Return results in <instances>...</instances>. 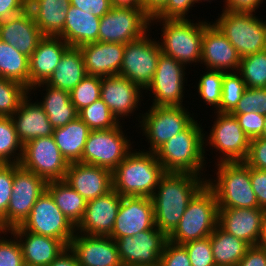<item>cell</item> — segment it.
Returning <instances> with one entry per match:
<instances>
[{"label": "cell", "mask_w": 266, "mask_h": 266, "mask_svg": "<svg viewBox=\"0 0 266 266\" xmlns=\"http://www.w3.org/2000/svg\"><path fill=\"white\" fill-rule=\"evenodd\" d=\"M28 94L21 83L0 77V116L11 117Z\"/></svg>", "instance_id": "obj_42"}, {"label": "cell", "mask_w": 266, "mask_h": 266, "mask_svg": "<svg viewBox=\"0 0 266 266\" xmlns=\"http://www.w3.org/2000/svg\"><path fill=\"white\" fill-rule=\"evenodd\" d=\"M154 226L155 215L151 198L122 197L109 237L115 240L123 236H134Z\"/></svg>", "instance_id": "obj_19"}, {"label": "cell", "mask_w": 266, "mask_h": 266, "mask_svg": "<svg viewBox=\"0 0 266 266\" xmlns=\"http://www.w3.org/2000/svg\"><path fill=\"white\" fill-rule=\"evenodd\" d=\"M128 266H142V265H128ZM148 266H159V265H148Z\"/></svg>", "instance_id": "obj_64"}, {"label": "cell", "mask_w": 266, "mask_h": 266, "mask_svg": "<svg viewBox=\"0 0 266 266\" xmlns=\"http://www.w3.org/2000/svg\"><path fill=\"white\" fill-rule=\"evenodd\" d=\"M250 180L260 208L266 210V170L250 167Z\"/></svg>", "instance_id": "obj_53"}, {"label": "cell", "mask_w": 266, "mask_h": 266, "mask_svg": "<svg viewBox=\"0 0 266 266\" xmlns=\"http://www.w3.org/2000/svg\"><path fill=\"white\" fill-rule=\"evenodd\" d=\"M235 116L246 136L252 140L259 138L264 127V116L259 112L231 114Z\"/></svg>", "instance_id": "obj_51"}, {"label": "cell", "mask_w": 266, "mask_h": 266, "mask_svg": "<svg viewBox=\"0 0 266 266\" xmlns=\"http://www.w3.org/2000/svg\"><path fill=\"white\" fill-rule=\"evenodd\" d=\"M186 67L173 57L160 54L152 83L147 87L153 96L151 106H183ZM148 90V91H147ZM183 98V99H182Z\"/></svg>", "instance_id": "obj_15"}, {"label": "cell", "mask_w": 266, "mask_h": 266, "mask_svg": "<svg viewBox=\"0 0 266 266\" xmlns=\"http://www.w3.org/2000/svg\"><path fill=\"white\" fill-rule=\"evenodd\" d=\"M101 80L100 76L86 75L70 92L71 102L78 112L100 99Z\"/></svg>", "instance_id": "obj_44"}, {"label": "cell", "mask_w": 266, "mask_h": 266, "mask_svg": "<svg viewBox=\"0 0 266 266\" xmlns=\"http://www.w3.org/2000/svg\"><path fill=\"white\" fill-rule=\"evenodd\" d=\"M263 213L261 208L218 209V225L249 246L257 245Z\"/></svg>", "instance_id": "obj_27"}, {"label": "cell", "mask_w": 266, "mask_h": 266, "mask_svg": "<svg viewBox=\"0 0 266 266\" xmlns=\"http://www.w3.org/2000/svg\"><path fill=\"white\" fill-rule=\"evenodd\" d=\"M143 92L140 86L119 75L102 77L101 80L100 99L109 107L118 122L125 120L127 116H133L141 107V102L144 101Z\"/></svg>", "instance_id": "obj_18"}, {"label": "cell", "mask_w": 266, "mask_h": 266, "mask_svg": "<svg viewBox=\"0 0 266 266\" xmlns=\"http://www.w3.org/2000/svg\"><path fill=\"white\" fill-rule=\"evenodd\" d=\"M87 75L79 47H69L45 84L71 92Z\"/></svg>", "instance_id": "obj_33"}, {"label": "cell", "mask_w": 266, "mask_h": 266, "mask_svg": "<svg viewBox=\"0 0 266 266\" xmlns=\"http://www.w3.org/2000/svg\"><path fill=\"white\" fill-rule=\"evenodd\" d=\"M167 0H143L148 14L153 17L165 4Z\"/></svg>", "instance_id": "obj_60"}, {"label": "cell", "mask_w": 266, "mask_h": 266, "mask_svg": "<svg viewBox=\"0 0 266 266\" xmlns=\"http://www.w3.org/2000/svg\"><path fill=\"white\" fill-rule=\"evenodd\" d=\"M257 245L266 249V210H264L263 213L260 236Z\"/></svg>", "instance_id": "obj_61"}, {"label": "cell", "mask_w": 266, "mask_h": 266, "mask_svg": "<svg viewBox=\"0 0 266 266\" xmlns=\"http://www.w3.org/2000/svg\"><path fill=\"white\" fill-rule=\"evenodd\" d=\"M136 150L112 171V189L122 197L151 198L165 171L155 152Z\"/></svg>", "instance_id": "obj_3"}, {"label": "cell", "mask_w": 266, "mask_h": 266, "mask_svg": "<svg viewBox=\"0 0 266 266\" xmlns=\"http://www.w3.org/2000/svg\"><path fill=\"white\" fill-rule=\"evenodd\" d=\"M29 93L11 116L17 136L24 145L39 137L52 136L54 128L38 101H32ZM29 99V100H28ZM32 101V102H31Z\"/></svg>", "instance_id": "obj_29"}, {"label": "cell", "mask_w": 266, "mask_h": 266, "mask_svg": "<svg viewBox=\"0 0 266 266\" xmlns=\"http://www.w3.org/2000/svg\"><path fill=\"white\" fill-rule=\"evenodd\" d=\"M148 31L137 40L125 44L119 76L129 79L143 90L152 83L162 53L159 40Z\"/></svg>", "instance_id": "obj_11"}, {"label": "cell", "mask_w": 266, "mask_h": 266, "mask_svg": "<svg viewBox=\"0 0 266 266\" xmlns=\"http://www.w3.org/2000/svg\"><path fill=\"white\" fill-rule=\"evenodd\" d=\"M210 242L216 266H236L249 248L245 241L227 233L219 225L210 235Z\"/></svg>", "instance_id": "obj_35"}, {"label": "cell", "mask_w": 266, "mask_h": 266, "mask_svg": "<svg viewBox=\"0 0 266 266\" xmlns=\"http://www.w3.org/2000/svg\"><path fill=\"white\" fill-rule=\"evenodd\" d=\"M246 85L241 75L236 71L224 72L222 80V99L218 113H231L242 98Z\"/></svg>", "instance_id": "obj_43"}, {"label": "cell", "mask_w": 266, "mask_h": 266, "mask_svg": "<svg viewBox=\"0 0 266 266\" xmlns=\"http://www.w3.org/2000/svg\"><path fill=\"white\" fill-rule=\"evenodd\" d=\"M265 0H225L222 10L230 12L255 13Z\"/></svg>", "instance_id": "obj_57"}, {"label": "cell", "mask_w": 266, "mask_h": 266, "mask_svg": "<svg viewBox=\"0 0 266 266\" xmlns=\"http://www.w3.org/2000/svg\"><path fill=\"white\" fill-rule=\"evenodd\" d=\"M14 164H0V230L6 231V212L12 195Z\"/></svg>", "instance_id": "obj_46"}, {"label": "cell", "mask_w": 266, "mask_h": 266, "mask_svg": "<svg viewBox=\"0 0 266 266\" xmlns=\"http://www.w3.org/2000/svg\"><path fill=\"white\" fill-rule=\"evenodd\" d=\"M111 8L133 11H147L143 0H109Z\"/></svg>", "instance_id": "obj_58"}, {"label": "cell", "mask_w": 266, "mask_h": 266, "mask_svg": "<svg viewBox=\"0 0 266 266\" xmlns=\"http://www.w3.org/2000/svg\"><path fill=\"white\" fill-rule=\"evenodd\" d=\"M125 44L93 42L79 47L87 75L107 77L119 75Z\"/></svg>", "instance_id": "obj_25"}, {"label": "cell", "mask_w": 266, "mask_h": 266, "mask_svg": "<svg viewBox=\"0 0 266 266\" xmlns=\"http://www.w3.org/2000/svg\"><path fill=\"white\" fill-rule=\"evenodd\" d=\"M215 167L216 180L208 177L206 185L214 192L218 209L260 208L245 162H221Z\"/></svg>", "instance_id": "obj_4"}, {"label": "cell", "mask_w": 266, "mask_h": 266, "mask_svg": "<svg viewBox=\"0 0 266 266\" xmlns=\"http://www.w3.org/2000/svg\"><path fill=\"white\" fill-rule=\"evenodd\" d=\"M78 117L91 130H107L116 127L120 123L101 99L81 109Z\"/></svg>", "instance_id": "obj_40"}, {"label": "cell", "mask_w": 266, "mask_h": 266, "mask_svg": "<svg viewBox=\"0 0 266 266\" xmlns=\"http://www.w3.org/2000/svg\"><path fill=\"white\" fill-rule=\"evenodd\" d=\"M19 165L48 182L64 180L69 163L62 156L53 136H45L23 145Z\"/></svg>", "instance_id": "obj_12"}, {"label": "cell", "mask_w": 266, "mask_h": 266, "mask_svg": "<svg viewBox=\"0 0 266 266\" xmlns=\"http://www.w3.org/2000/svg\"><path fill=\"white\" fill-rule=\"evenodd\" d=\"M64 181L86 202L112 190V172L110 170L80 162L69 163Z\"/></svg>", "instance_id": "obj_23"}, {"label": "cell", "mask_w": 266, "mask_h": 266, "mask_svg": "<svg viewBox=\"0 0 266 266\" xmlns=\"http://www.w3.org/2000/svg\"><path fill=\"white\" fill-rule=\"evenodd\" d=\"M121 124L107 130H91L80 163L106 168L112 172L133 149Z\"/></svg>", "instance_id": "obj_9"}, {"label": "cell", "mask_w": 266, "mask_h": 266, "mask_svg": "<svg viewBox=\"0 0 266 266\" xmlns=\"http://www.w3.org/2000/svg\"><path fill=\"white\" fill-rule=\"evenodd\" d=\"M223 77L224 71L207 69L196 83L197 93L200 95L198 97L203 99L208 106H212V109L215 107V111L220 108Z\"/></svg>", "instance_id": "obj_41"}, {"label": "cell", "mask_w": 266, "mask_h": 266, "mask_svg": "<svg viewBox=\"0 0 266 266\" xmlns=\"http://www.w3.org/2000/svg\"><path fill=\"white\" fill-rule=\"evenodd\" d=\"M8 232L17 238L25 266H49L67 248L61 240L25 231L20 226Z\"/></svg>", "instance_id": "obj_24"}, {"label": "cell", "mask_w": 266, "mask_h": 266, "mask_svg": "<svg viewBox=\"0 0 266 266\" xmlns=\"http://www.w3.org/2000/svg\"><path fill=\"white\" fill-rule=\"evenodd\" d=\"M244 162L251 168L266 170V138L250 140L249 152Z\"/></svg>", "instance_id": "obj_52"}, {"label": "cell", "mask_w": 266, "mask_h": 266, "mask_svg": "<svg viewBox=\"0 0 266 266\" xmlns=\"http://www.w3.org/2000/svg\"><path fill=\"white\" fill-rule=\"evenodd\" d=\"M138 127L148 145L144 151L155 152L170 138L185 130L195 119L184 106H150L148 111L139 113Z\"/></svg>", "instance_id": "obj_8"}, {"label": "cell", "mask_w": 266, "mask_h": 266, "mask_svg": "<svg viewBox=\"0 0 266 266\" xmlns=\"http://www.w3.org/2000/svg\"><path fill=\"white\" fill-rule=\"evenodd\" d=\"M46 190L65 217L76 227L84 216L86 200L64 180L48 181Z\"/></svg>", "instance_id": "obj_36"}, {"label": "cell", "mask_w": 266, "mask_h": 266, "mask_svg": "<svg viewBox=\"0 0 266 266\" xmlns=\"http://www.w3.org/2000/svg\"><path fill=\"white\" fill-rule=\"evenodd\" d=\"M41 87L44 90H41ZM40 88V89H38ZM46 91L42 100H37L47 114L54 129L67 125L78 117L79 112L71 102L70 92L40 83L29 89L31 91Z\"/></svg>", "instance_id": "obj_31"}, {"label": "cell", "mask_w": 266, "mask_h": 266, "mask_svg": "<svg viewBox=\"0 0 266 266\" xmlns=\"http://www.w3.org/2000/svg\"><path fill=\"white\" fill-rule=\"evenodd\" d=\"M167 240L168 237L154 226L137 235L115 239V243L123 266H148L159 265Z\"/></svg>", "instance_id": "obj_17"}, {"label": "cell", "mask_w": 266, "mask_h": 266, "mask_svg": "<svg viewBox=\"0 0 266 266\" xmlns=\"http://www.w3.org/2000/svg\"><path fill=\"white\" fill-rule=\"evenodd\" d=\"M91 129L79 118L54 129L53 138L68 163L80 162Z\"/></svg>", "instance_id": "obj_34"}, {"label": "cell", "mask_w": 266, "mask_h": 266, "mask_svg": "<svg viewBox=\"0 0 266 266\" xmlns=\"http://www.w3.org/2000/svg\"><path fill=\"white\" fill-rule=\"evenodd\" d=\"M70 46L60 36H44L29 57V89L45 83Z\"/></svg>", "instance_id": "obj_28"}, {"label": "cell", "mask_w": 266, "mask_h": 266, "mask_svg": "<svg viewBox=\"0 0 266 266\" xmlns=\"http://www.w3.org/2000/svg\"><path fill=\"white\" fill-rule=\"evenodd\" d=\"M205 177L189 173H165L151 196L155 226L167 237L181 220L193 197L206 185Z\"/></svg>", "instance_id": "obj_1"}, {"label": "cell", "mask_w": 266, "mask_h": 266, "mask_svg": "<svg viewBox=\"0 0 266 266\" xmlns=\"http://www.w3.org/2000/svg\"><path fill=\"white\" fill-rule=\"evenodd\" d=\"M22 151L11 117L0 116V164H19Z\"/></svg>", "instance_id": "obj_38"}, {"label": "cell", "mask_w": 266, "mask_h": 266, "mask_svg": "<svg viewBox=\"0 0 266 266\" xmlns=\"http://www.w3.org/2000/svg\"><path fill=\"white\" fill-rule=\"evenodd\" d=\"M122 196L115 190L87 201L82 220L76 232L85 235L109 236L113 230Z\"/></svg>", "instance_id": "obj_20"}, {"label": "cell", "mask_w": 266, "mask_h": 266, "mask_svg": "<svg viewBox=\"0 0 266 266\" xmlns=\"http://www.w3.org/2000/svg\"><path fill=\"white\" fill-rule=\"evenodd\" d=\"M0 266H25L22 250L14 235L7 239L8 231L0 230ZM5 237V238H4Z\"/></svg>", "instance_id": "obj_48"}, {"label": "cell", "mask_w": 266, "mask_h": 266, "mask_svg": "<svg viewBox=\"0 0 266 266\" xmlns=\"http://www.w3.org/2000/svg\"><path fill=\"white\" fill-rule=\"evenodd\" d=\"M20 227L25 231L61 240L67 247L76 232V227L57 207L47 190L36 200Z\"/></svg>", "instance_id": "obj_13"}, {"label": "cell", "mask_w": 266, "mask_h": 266, "mask_svg": "<svg viewBox=\"0 0 266 266\" xmlns=\"http://www.w3.org/2000/svg\"><path fill=\"white\" fill-rule=\"evenodd\" d=\"M152 17L147 11L111 8L100 18L99 41L126 44L147 33Z\"/></svg>", "instance_id": "obj_16"}, {"label": "cell", "mask_w": 266, "mask_h": 266, "mask_svg": "<svg viewBox=\"0 0 266 266\" xmlns=\"http://www.w3.org/2000/svg\"><path fill=\"white\" fill-rule=\"evenodd\" d=\"M261 138H266V115L264 116V127L262 129V134L260 135Z\"/></svg>", "instance_id": "obj_62"}, {"label": "cell", "mask_w": 266, "mask_h": 266, "mask_svg": "<svg viewBox=\"0 0 266 266\" xmlns=\"http://www.w3.org/2000/svg\"><path fill=\"white\" fill-rule=\"evenodd\" d=\"M69 248L80 266H123L115 240L109 236L75 232Z\"/></svg>", "instance_id": "obj_21"}, {"label": "cell", "mask_w": 266, "mask_h": 266, "mask_svg": "<svg viewBox=\"0 0 266 266\" xmlns=\"http://www.w3.org/2000/svg\"><path fill=\"white\" fill-rule=\"evenodd\" d=\"M206 1H207V2H212L213 0H212V1H211V0H196L197 3H200V2L202 3V2H206ZM224 1H225V0H223V2H224Z\"/></svg>", "instance_id": "obj_63"}, {"label": "cell", "mask_w": 266, "mask_h": 266, "mask_svg": "<svg viewBox=\"0 0 266 266\" xmlns=\"http://www.w3.org/2000/svg\"><path fill=\"white\" fill-rule=\"evenodd\" d=\"M218 225V203L205 185L189 202L184 215L168 240L176 244L209 237Z\"/></svg>", "instance_id": "obj_6"}, {"label": "cell", "mask_w": 266, "mask_h": 266, "mask_svg": "<svg viewBox=\"0 0 266 266\" xmlns=\"http://www.w3.org/2000/svg\"><path fill=\"white\" fill-rule=\"evenodd\" d=\"M196 0H167L166 4L152 17L164 20L189 19L188 13Z\"/></svg>", "instance_id": "obj_49"}, {"label": "cell", "mask_w": 266, "mask_h": 266, "mask_svg": "<svg viewBox=\"0 0 266 266\" xmlns=\"http://www.w3.org/2000/svg\"><path fill=\"white\" fill-rule=\"evenodd\" d=\"M202 123L194 120L185 130L170 138L155 151L165 173L205 176L206 158ZM204 172V173H203Z\"/></svg>", "instance_id": "obj_2"}, {"label": "cell", "mask_w": 266, "mask_h": 266, "mask_svg": "<svg viewBox=\"0 0 266 266\" xmlns=\"http://www.w3.org/2000/svg\"><path fill=\"white\" fill-rule=\"evenodd\" d=\"M100 18L70 5L60 36L70 47L99 41Z\"/></svg>", "instance_id": "obj_30"}, {"label": "cell", "mask_w": 266, "mask_h": 266, "mask_svg": "<svg viewBox=\"0 0 266 266\" xmlns=\"http://www.w3.org/2000/svg\"><path fill=\"white\" fill-rule=\"evenodd\" d=\"M70 5L99 18L111 10L109 0H70Z\"/></svg>", "instance_id": "obj_54"}, {"label": "cell", "mask_w": 266, "mask_h": 266, "mask_svg": "<svg viewBox=\"0 0 266 266\" xmlns=\"http://www.w3.org/2000/svg\"><path fill=\"white\" fill-rule=\"evenodd\" d=\"M46 187L45 179L14 164L12 195L6 212V231L23 224Z\"/></svg>", "instance_id": "obj_14"}, {"label": "cell", "mask_w": 266, "mask_h": 266, "mask_svg": "<svg viewBox=\"0 0 266 266\" xmlns=\"http://www.w3.org/2000/svg\"><path fill=\"white\" fill-rule=\"evenodd\" d=\"M259 112L266 115V88L247 87L237 106L230 114Z\"/></svg>", "instance_id": "obj_45"}, {"label": "cell", "mask_w": 266, "mask_h": 266, "mask_svg": "<svg viewBox=\"0 0 266 266\" xmlns=\"http://www.w3.org/2000/svg\"><path fill=\"white\" fill-rule=\"evenodd\" d=\"M70 0H28L27 9L44 36H61Z\"/></svg>", "instance_id": "obj_32"}, {"label": "cell", "mask_w": 266, "mask_h": 266, "mask_svg": "<svg viewBox=\"0 0 266 266\" xmlns=\"http://www.w3.org/2000/svg\"><path fill=\"white\" fill-rule=\"evenodd\" d=\"M183 245L187 250L191 266H216L212 254L210 236L189 241Z\"/></svg>", "instance_id": "obj_47"}, {"label": "cell", "mask_w": 266, "mask_h": 266, "mask_svg": "<svg viewBox=\"0 0 266 266\" xmlns=\"http://www.w3.org/2000/svg\"><path fill=\"white\" fill-rule=\"evenodd\" d=\"M0 77L29 89V57L0 39Z\"/></svg>", "instance_id": "obj_37"}, {"label": "cell", "mask_w": 266, "mask_h": 266, "mask_svg": "<svg viewBox=\"0 0 266 266\" xmlns=\"http://www.w3.org/2000/svg\"><path fill=\"white\" fill-rule=\"evenodd\" d=\"M249 88H266V50L240 59L237 71Z\"/></svg>", "instance_id": "obj_39"}, {"label": "cell", "mask_w": 266, "mask_h": 266, "mask_svg": "<svg viewBox=\"0 0 266 266\" xmlns=\"http://www.w3.org/2000/svg\"><path fill=\"white\" fill-rule=\"evenodd\" d=\"M43 37L44 35L28 9L0 22V39L28 57Z\"/></svg>", "instance_id": "obj_26"}, {"label": "cell", "mask_w": 266, "mask_h": 266, "mask_svg": "<svg viewBox=\"0 0 266 266\" xmlns=\"http://www.w3.org/2000/svg\"><path fill=\"white\" fill-rule=\"evenodd\" d=\"M159 266H191L185 246L167 240L159 261Z\"/></svg>", "instance_id": "obj_50"}, {"label": "cell", "mask_w": 266, "mask_h": 266, "mask_svg": "<svg viewBox=\"0 0 266 266\" xmlns=\"http://www.w3.org/2000/svg\"><path fill=\"white\" fill-rule=\"evenodd\" d=\"M213 22L242 58L266 50V20L253 13L222 10Z\"/></svg>", "instance_id": "obj_7"}, {"label": "cell", "mask_w": 266, "mask_h": 266, "mask_svg": "<svg viewBox=\"0 0 266 266\" xmlns=\"http://www.w3.org/2000/svg\"><path fill=\"white\" fill-rule=\"evenodd\" d=\"M207 20H199L194 23L191 19L164 20L151 19V26L163 25L159 41L164 55L173 57L187 67L192 63L197 65L201 61L202 37L204 28L209 23ZM153 23V25H152ZM155 23V24H154ZM195 62V63H194Z\"/></svg>", "instance_id": "obj_5"}, {"label": "cell", "mask_w": 266, "mask_h": 266, "mask_svg": "<svg viewBox=\"0 0 266 266\" xmlns=\"http://www.w3.org/2000/svg\"><path fill=\"white\" fill-rule=\"evenodd\" d=\"M215 121L210 133L204 134V147L212 146L218 152L217 162H244L247 158L250 139L242 130L235 116L230 113L215 112ZM207 143V144H206Z\"/></svg>", "instance_id": "obj_10"}, {"label": "cell", "mask_w": 266, "mask_h": 266, "mask_svg": "<svg viewBox=\"0 0 266 266\" xmlns=\"http://www.w3.org/2000/svg\"><path fill=\"white\" fill-rule=\"evenodd\" d=\"M28 0H0V22L23 13Z\"/></svg>", "instance_id": "obj_56"}, {"label": "cell", "mask_w": 266, "mask_h": 266, "mask_svg": "<svg viewBox=\"0 0 266 266\" xmlns=\"http://www.w3.org/2000/svg\"><path fill=\"white\" fill-rule=\"evenodd\" d=\"M236 266H266V249L251 245Z\"/></svg>", "instance_id": "obj_55"}, {"label": "cell", "mask_w": 266, "mask_h": 266, "mask_svg": "<svg viewBox=\"0 0 266 266\" xmlns=\"http://www.w3.org/2000/svg\"><path fill=\"white\" fill-rule=\"evenodd\" d=\"M49 266H80L69 246Z\"/></svg>", "instance_id": "obj_59"}, {"label": "cell", "mask_w": 266, "mask_h": 266, "mask_svg": "<svg viewBox=\"0 0 266 266\" xmlns=\"http://www.w3.org/2000/svg\"><path fill=\"white\" fill-rule=\"evenodd\" d=\"M212 23V24H211ZM241 57L227 37L211 21L204 28L200 64L206 70L238 71Z\"/></svg>", "instance_id": "obj_22"}]
</instances>
